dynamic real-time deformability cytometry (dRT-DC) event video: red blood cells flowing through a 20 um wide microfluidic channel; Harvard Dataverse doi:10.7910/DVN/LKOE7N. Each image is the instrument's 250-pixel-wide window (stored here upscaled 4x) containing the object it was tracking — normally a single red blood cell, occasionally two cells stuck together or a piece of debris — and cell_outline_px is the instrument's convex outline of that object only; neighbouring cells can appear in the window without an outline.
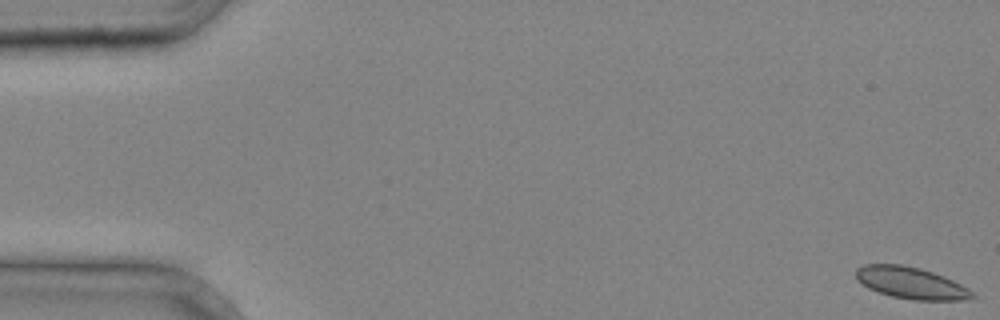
{"species": "common noctule bat (a hibernating species)", "species_latin": "Nyctalus noctula", "temperature_condition": "cold", "stored_images_in_passage": 4, "camera_frame_rate_fps": 3000, "um_per_image_px": 0.085, "animal": {"sex": "male", "body_mass_g": 20.4}, "frame": {"image": 1, "passage_image": 1, "time_ms": 0.0, "image_size_px": [1000, 320], "cell_outline_px": [[976, 296], [972, 300], [912, 300], [892, 296], [868, 288], [856, 280], [856, 268], [864, 264], [900, 264], [920, 268], [944, 276], [968, 288]], "centroid_in_image_um": [77.44, 24.05], "position_along_channel_um": 7.6, "area_um2": 21.56}}
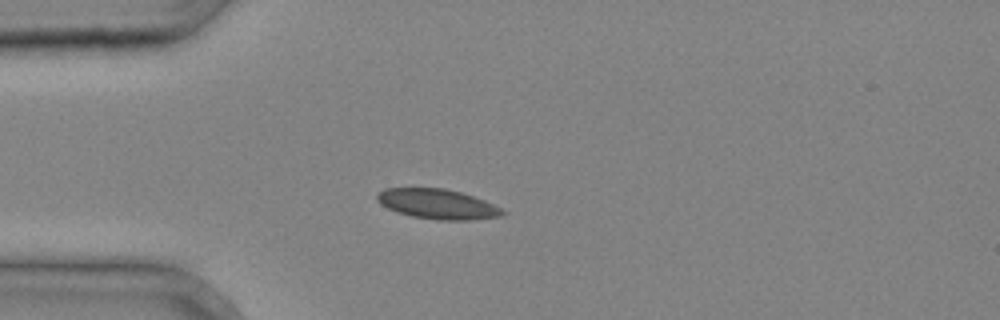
{"frame": {"image": 2, "passage_image": 4, "time_ms": 1.0, "image_size_px": [1000, 320], "cell_outline_px": [[508, 212], [500, 216], [472, 220], [436, 220], [412, 216], [396, 212], [380, 204], [376, 200], [376, 192], [384, 188], [444, 188], [460, 192], [484, 200]], "centroid_in_image_um": [37.14, 17.34], "position_along_channel_um": 47.9, "area_um2": 21.96}}